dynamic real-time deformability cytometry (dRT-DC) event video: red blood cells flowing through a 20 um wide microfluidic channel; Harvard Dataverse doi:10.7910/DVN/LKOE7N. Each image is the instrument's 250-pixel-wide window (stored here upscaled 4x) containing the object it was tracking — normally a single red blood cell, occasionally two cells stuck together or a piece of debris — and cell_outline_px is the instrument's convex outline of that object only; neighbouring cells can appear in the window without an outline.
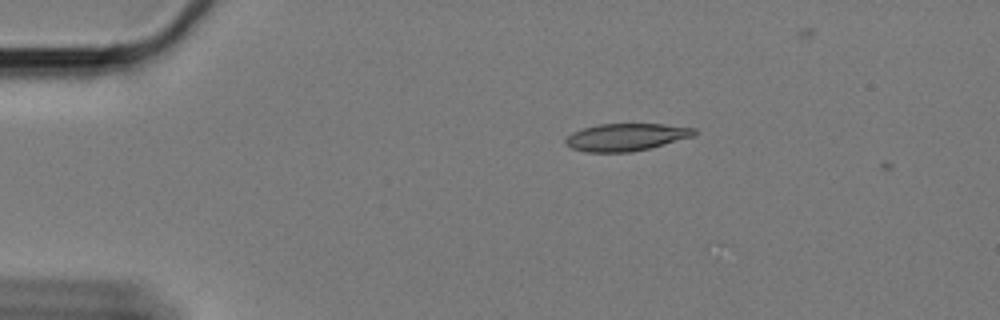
{"species": "Egyptian fruit bat (a non-hibernating species)", "species_latin": "Rousettus aegyptiacus", "temperature_condition": "cold", "stored_images_in_passage": 5, "camera_frame_rate_fps": 3000, "um_per_image_px": 0.085, "animal": {"sex": "female"}, "frame": {"image": 1, "passage_image": 1, "time_ms": 0.0, "image_size_px": [1000, 320], "cell_outline_px": [[696, 132], [692, 136], [648, 148], [628, 152], [584, 152], [572, 148], [564, 140], [572, 132], [584, 128], [600, 124], [664, 124], [696, 128]], "centroid_in_image_um": [53.19, 11.65], "position_along_channel_um": 31.8, "area_um2": 20.17}}